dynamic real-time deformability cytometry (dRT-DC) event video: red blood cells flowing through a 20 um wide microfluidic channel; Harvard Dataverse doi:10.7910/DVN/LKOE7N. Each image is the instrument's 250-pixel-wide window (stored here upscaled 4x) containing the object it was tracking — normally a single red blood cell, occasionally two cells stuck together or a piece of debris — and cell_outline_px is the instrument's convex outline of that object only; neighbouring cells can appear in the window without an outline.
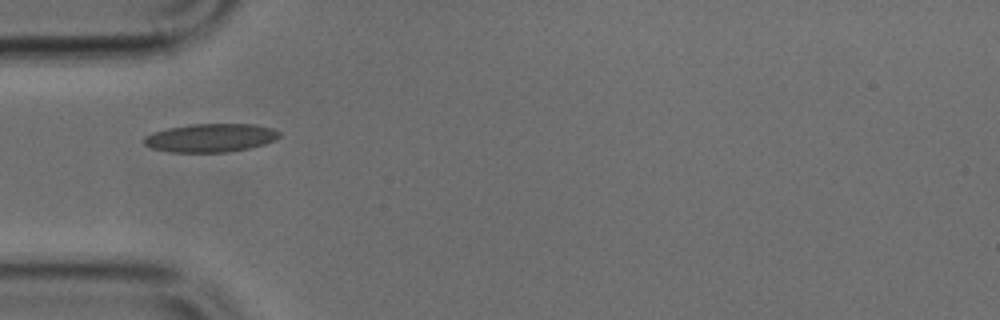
{"species": "common noctule bat (a hibernating species)", "species_latin": "Nyctalus noctula", "temperature_condition": "cold", "stored_images_in_passage": 35, "camera_frame_rate_fps": 3000, "um_per_image_px": 0.085, "animal": {"sex": "male", "body_mass_g": 17.9, "forearm_length_mm": 54.2}, "frame": {"image": 1, "passage_image": 1, "time_ms": 0.0, "image_size_px": [1000, 320], "cell_outline_px": [[280, 136], [276, 140], [264, 144], [248, 148], [224, 152], [168, 152], [152, 148], [144, 144], [144, 136], [152, 132], [168, 128], [188, 124], [256, 124], [272, 128], [280, 132]], "centroid_in_image_um": [17.89, 11.71], "position_along_channel_um": 67.1, "area_um2": 22.48}}
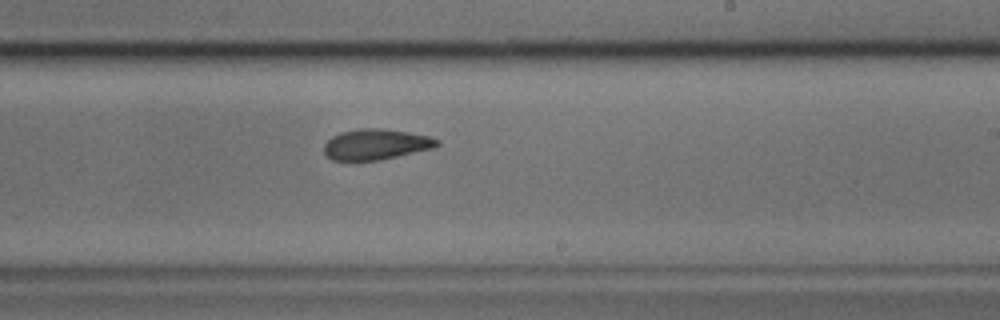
{"frame": {"image": 2, "passage_image": 15, "time_ms": 4.667, "image_size_px": [1000, 320], "cell_outline_px": [[440, 144], [436, 148], [380, 160], [332, 160], [324, 152], [324, 144], [332, 136], [340, 132], [360, 128], [380, 128], [408, 132], [432, 136], [440, 140]], "centroid_in_image_um": [32.01, 12.26], "position_along_channel_um": 257.0, "area_um2": 20.4}}
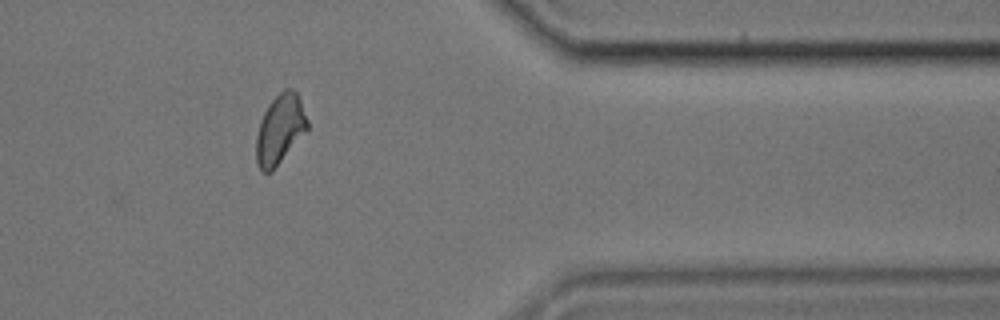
{"frame": {"image": 3, "passage_image": 26, "time_ms": 8.333, "image_size_px": [1000, 320], "cell_outline_px": [[308, 128], [272, 172], [260, 172], [256, 164], [256, 136], [260, 120], [268, 104], [284, 88], [292, 88], [296, 92], [300, 100], [308, 120]], "centroid_in_image_um": [23.77, 11.0], "position_along_channel_um": 387.6, "area_um2": 20.69}}